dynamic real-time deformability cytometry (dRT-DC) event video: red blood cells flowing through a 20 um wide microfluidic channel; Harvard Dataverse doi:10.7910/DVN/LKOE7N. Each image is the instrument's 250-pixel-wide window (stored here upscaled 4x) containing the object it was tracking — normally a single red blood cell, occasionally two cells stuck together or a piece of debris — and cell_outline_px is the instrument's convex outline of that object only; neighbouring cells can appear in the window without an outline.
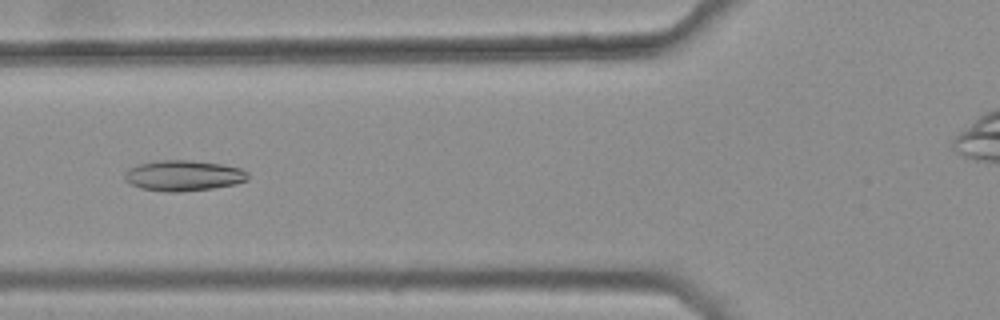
{"species": "common noctule bat (a hibernating species)", "species_latin": "Nyctalus noctula", "temperature_condition": "warm", "stored_images_in_passage": 29, "camera_frame_rate_fps": 3000, "um_per_image_px": 0.085, "animal": {"sex": "female", "body_mass_g": 25.1}, "frame": {"image": 1, "passage_image": 4, "time_ms": 1.0, "image_size_px": [1000, 320], "cell_outline_px": [[248, 180], [236, 184], [212, 188], [180, 192], [168, 192], [140, 188], [124, 180], [124, 172], [128, 168], [140, 164], [164, 160], [192, 160], [224, 164], [240, 168], [248, 172]], "centroid_in_image_um": [15.61, 14.92], "position_along_channel_um": 110.2, "area_um2": 22.08}}
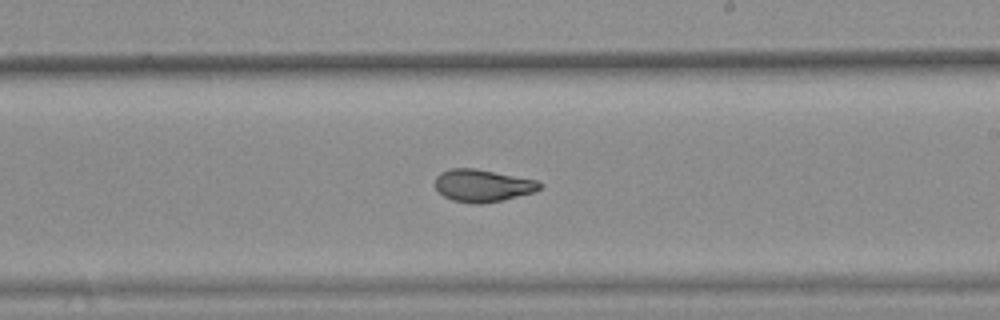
{"frame": {"image": 2, "passage_image": 15, "time_ms": 4.667, "image_size_px": [1000, 320], "cell_outline_px": [[544, 188], [536, 192], [500, 200], [480, 204], [476, 204], [452, 200], [444, 196], [436, 188], [436, 176], [440, 172], [452, 168], [476, 168], [536, 180], [544, 184]], "centroid_in_image_um": [41.06, 15.76], "position_along_channel_um": 247.9, "area_um2": 19.77}}
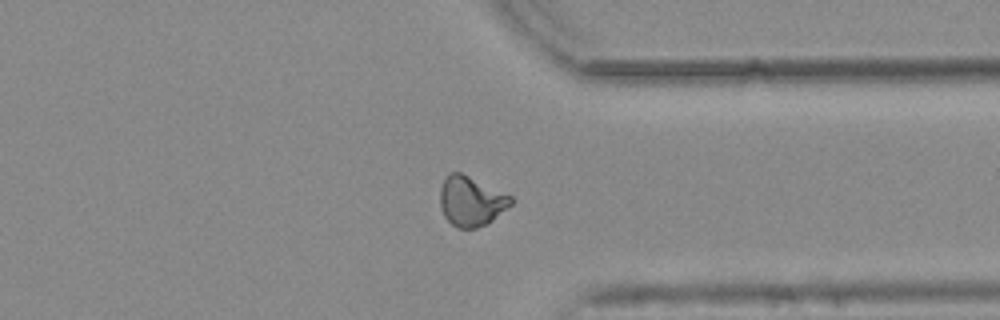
{"frame": {"image": 3, "passage_image": 25, "time_ms": 8.0, "image_size_px": [1000, 320], "cell_outline_px": [[516, 200], [512, 204], [492, 220], [476, 228], [456, 228], [444, 216], [440, 208], [440, 188], [444, 180], [452, 172], [460, 172], [512, 196]], "centroid_in_image_um": [40.04, 17.11], "position_along_channel_um": 371.4, "area_um2": 20.4}}